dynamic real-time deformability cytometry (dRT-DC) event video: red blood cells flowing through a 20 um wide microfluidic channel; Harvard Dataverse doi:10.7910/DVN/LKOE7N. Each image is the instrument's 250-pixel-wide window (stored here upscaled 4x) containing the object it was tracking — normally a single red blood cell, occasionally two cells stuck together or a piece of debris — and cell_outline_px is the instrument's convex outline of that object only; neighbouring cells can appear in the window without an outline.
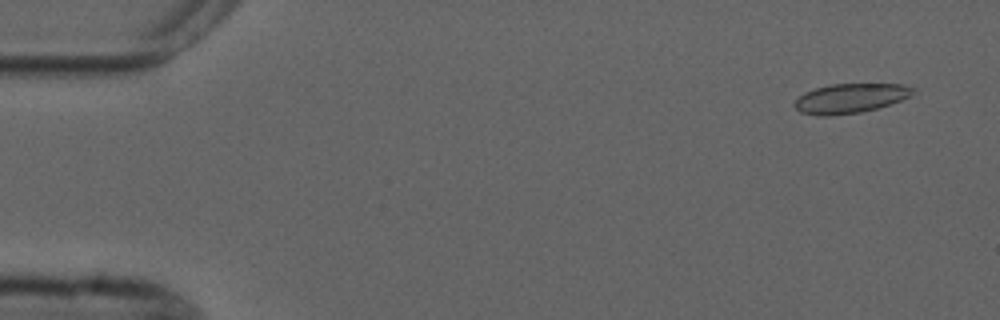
{"species": "common noctule bat (a hibernating species)", "species_latin": "Nyctalus noctula", "temperature_condition": "cold", "stored_images_in_passage": 5, "camera_frame_rate_fps": 3000, "um_per_image_px": 0.085, "animal": {"sex": "male", "forearm_length_mm": 52.5}, "frame": {"image": 1, "passage_image": 1, "time_ms": 0.0, "image_size_px": [1000, 320], "cell_outline_px": [[916, 88], [908, 96], [900, 100], [876, 108], [860, 112], [828, 116], [816, 116], [800, 112], [792, 104], [804, 92], [816, 88], [832, 84], [904, 84]], "centroid_in_image_um": [72.23, 8.35], "position_along_channel_um": 12.8, "area_um2": 20.17}}
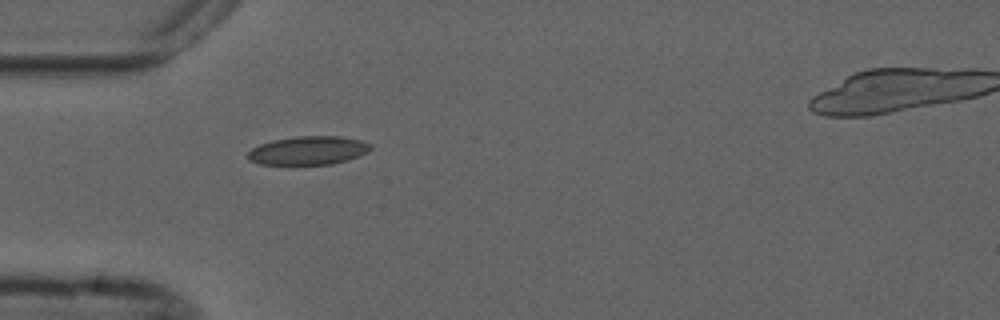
{"frame": {"image": 2, "passage_image": 4, "time_ms": 4.333, "image_size_px": [1000, 320], "cell_outline_px": [[372, 148], [368, 152], [348, 160], [332, 164], [292, 168], [260, 164], [248, 160], [248, 152], [252, 148], [260, 144], [272, 140], [296, 136], [340, 136], [360, 140], [372, 144]], "centroid_in_image_um": [26.16, 12.85], "position_along_channel_um": 58.8, "area_um2": 21.5}}